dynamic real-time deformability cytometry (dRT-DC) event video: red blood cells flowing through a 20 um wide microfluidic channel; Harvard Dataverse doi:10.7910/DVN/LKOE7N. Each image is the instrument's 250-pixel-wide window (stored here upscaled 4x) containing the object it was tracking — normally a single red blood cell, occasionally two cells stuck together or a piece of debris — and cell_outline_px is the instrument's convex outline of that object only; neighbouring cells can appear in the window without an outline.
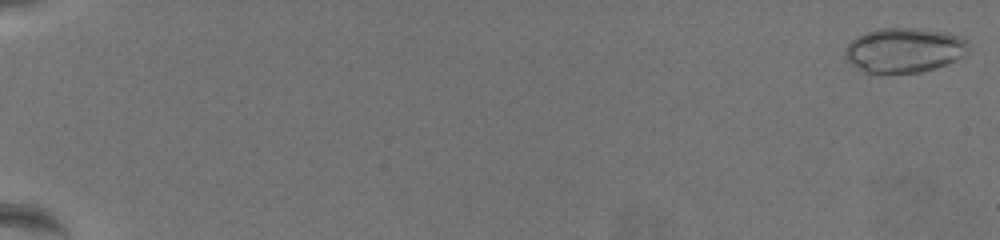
{"species": "common noctule bat (a hibernating species)", "species_latin": "Nyctalus noctula", "temperature_condition": "warm", "stored_images_in_passage": 37, "camera_frame_rate_fps": 3000, "um_per_image_px": 0.085, "animal": {"sex": "female", "body_mass_g": 19.5, "forearm_length_mm": 54.1}, "frame": {"image": 1, "passage_image": 1, "time_ms": 0.0, "image_size_px": [1000, 240], "cell_outline_px": [[968, 52], [964, 56], [956, 60], [920, 72], [888, 76], [880, 76], [864, 72], [848, 60], [844, 56], [844, 48], [856, 36], [880, 28], [920, 28], [948, 32], [960, 36], [968, 44]], "centroid_in_image_um": [76.83, 4.29], "position_along_channel_um": 8.2, "area_um2": 32.83}}
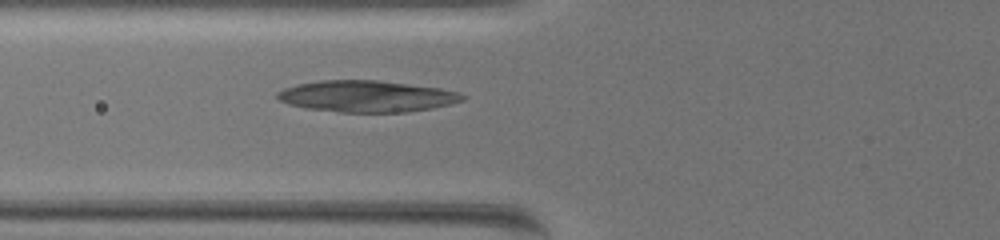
{"frame": {"image": 2, "passage_image": 28, "time_ms": 9.0, "image_size_px": [1000, 240], "cell_outline_px": [[468, 96], [464, 100], [432, 108], [408, 112], [340, 112], [304, 108], [288, 104], [280, 100], [276, 96], [276, 92], [284, 88], [296, 84], [320, 80], [376, 80], [440, 88], [456, 92]], "centroid_in_image_um": [31.13, 8.18], "position_along_channel_um": 94.7, "area_um2": 33.93}}
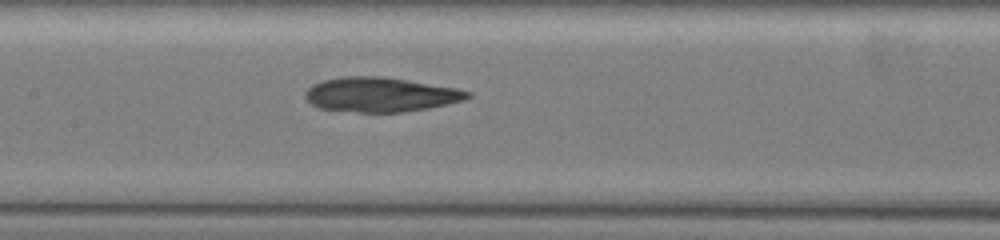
{"frame": {"image": 3, "passage_image": 35, "time_ms": 11.333, "image_size_px": [1000, 240], "cell_outline_px": [[472, 96], [464, 100], [428, 108], [404, 112], [360, 112], [316, 108], [304, 96], [304, 92], [312, 84], [324, 80], [340, 76], [384, 76], [456, 88], [472, 92]], "centroid_in_image_um": [32.32, 8.03], "position_along_channel_um": 175.1, "area_um2": 32.77}}